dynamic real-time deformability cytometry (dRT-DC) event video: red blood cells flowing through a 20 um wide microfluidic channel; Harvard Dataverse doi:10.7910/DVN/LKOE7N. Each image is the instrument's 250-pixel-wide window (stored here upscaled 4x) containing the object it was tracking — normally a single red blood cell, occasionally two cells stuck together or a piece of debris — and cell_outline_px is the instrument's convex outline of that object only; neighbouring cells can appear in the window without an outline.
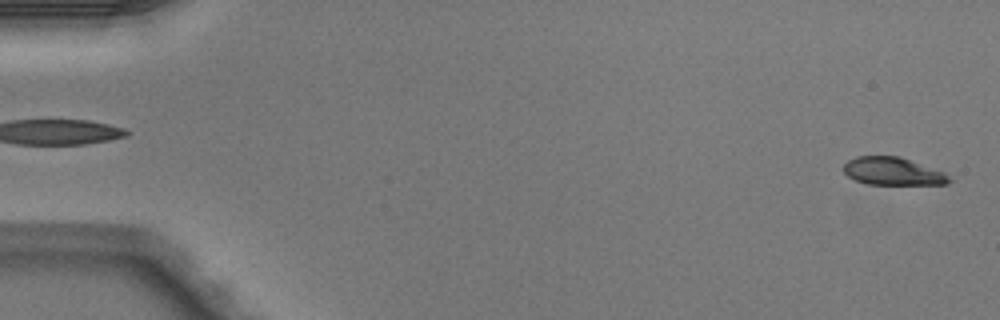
{"species": "Egyptian fruit bat (a non-hibernating species)", "species_latin": "Rousettus aegyptiacus", "temperature_condition": "warm", "stored_images_in_passage": 49, "camera_frame_rate_fps": 3000, "um_per_image_px": 0.085, "animal": {"sex": "male"}, "frame": {"image": 1, "passage_image": 1, "time_ms": 0.0, "image_size_px": [1000, 320], "cell_outline_px": [[952, 180], [948, 184], [868, 184], [856, 180], [848, 176], [844, 172], [844, 164], [848, 160], [856, 156], [900, 156], [944, 172]], "centroid_in_image_um": [75.89, 14.55], "position_along_channel_um": 9.1, "area_um2": 16.99}}
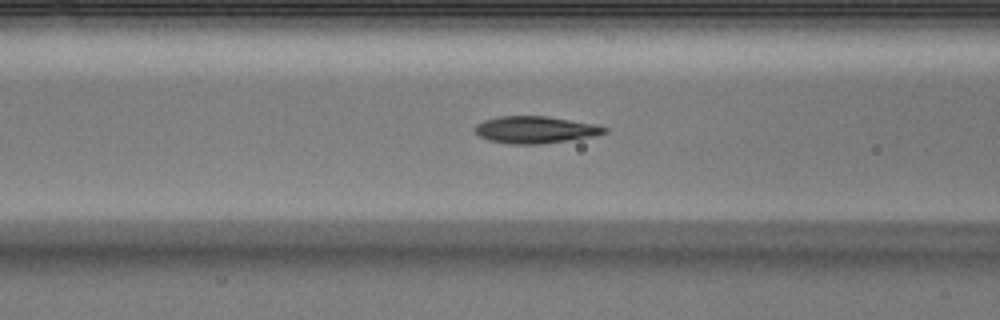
{"frame": {"image": 2, "passage_image": 20, "time_ms": 6.333, "image_size_px": [1000, 320], "cell_outline_px": [[608, 132], [592, 136], [568, 140], [540, 144], [508, 144], [488, 140], [480, 136], [476, 132], [476, 124], [484, 120], [500, 116], [548, 116], [596, 124], [608, 128]], "centroid_in_image_um": [45.51, 11.02], "position_along_channel_um": 121.1, "area_um2": 20.35}}
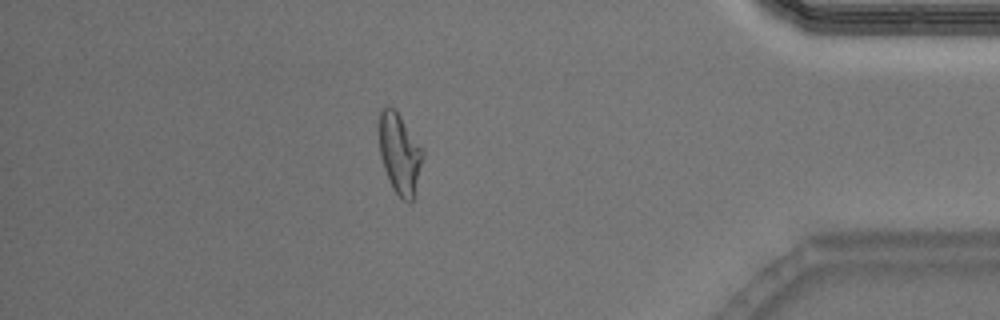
{"frame": {"image": 3, "passage_image": 43, "time_ms": 14.0, "image_size_px": [1000, 320], "cell_outline_px": [[424, 156], [412, 200], [408, 204], [396, 192], [384, 168], [380, 156], [380, 108], [392, 108], [400, 116], [424, 152]], "centroid_in_image_um": [33.98, 13.07], "position_along_channel_um": 401.2, "area_um2": 19.65}, "authors_computed_cell_mechanics": {"area_um2": 19.8254, "velocity_mm_per_s": 4.1103, "shape_relaxation_time_tau1_ms": 7.8069, "shape_relaxation_time_tau2_ms": 1.669, "deformation_change_tau1": 0.2405, "deformation_change_tau2": 0.0821}}